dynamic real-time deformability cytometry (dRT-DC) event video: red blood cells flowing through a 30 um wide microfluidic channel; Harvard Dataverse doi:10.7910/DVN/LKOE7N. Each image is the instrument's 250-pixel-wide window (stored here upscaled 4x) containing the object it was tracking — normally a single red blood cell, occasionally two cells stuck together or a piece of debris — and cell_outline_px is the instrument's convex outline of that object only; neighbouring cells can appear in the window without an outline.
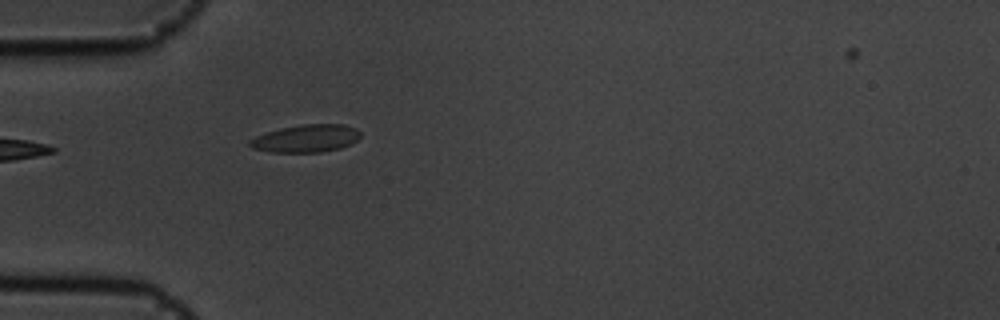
{"species": "common noctule bat (a hibernating species)", "species_latin": "Nyctalus noctula", "temperature_condition": "cold", "stored_images_in_passage": 11, "camera_frame_rate_fps": 3000, "um_per_image_px": 0.085, "animal": {"sex": "male", "body_mass_g": 19.5, "forearm_length_mm": 54.6}, "frame": {"image": 1, "passage_image": 1, "time_ms": 0.0, "image_size_px": [1000, 320], "cell_outline_px": [[360, 136], [352, 144], [340, 148], [320, 152], [272, 152], [252, 148], [248, 144], [248, 140], [256, 136], [280, 128], [300, 124], [344, 124], [356, 128], [360, 132]], "centroid_in_image_um": [26.02, 11.76], "position_along_channel_um": 59.0, "area_um2": 17.86}}
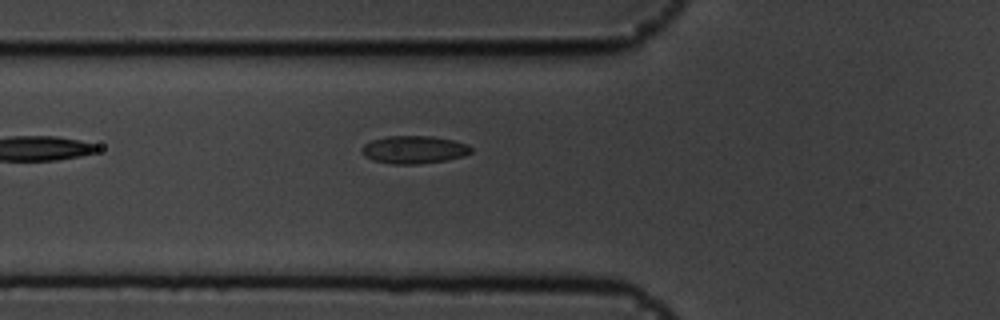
{"frame": {"image": 2, "passage_image": 4, "time_ms": 1.0, "image_size_px": [1000, 320], "cell_outline_px": [[472, 152], [464, 156], [448, 160], [420, 164], [392, 164], [372, 160], [364, 156], [360, 152], [360, 148], [364, 144], [372, 140], [388, 136], [432, 136], [452, 140], [468, 144], [472, 148]], "centroid_in_image_um": [35.18, 12.73], "position_along_channel_um": 90.6, "area_um2": 17.92}}
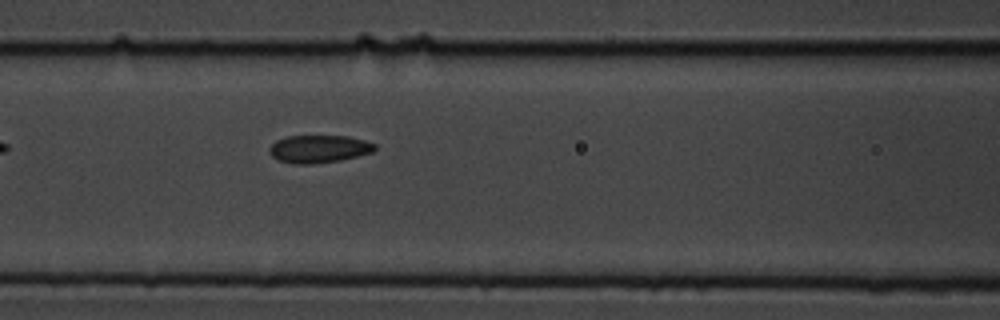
{"frame": {"image": 3, "passage_image": 8, "time_ms": 2.333, "image_size_px": [1000, 320], "cell_outline_px": [[376, 148], [372, 152], [340, 160], [312, 164], [292, 164], [280, 160], [272, 156], [268, 148], [276, 140], [288, 136], [348, 136], [364, 140], [376, 144]], "centroid_in_image_um": [27.1, 12.65], "position_along_channel_um": 139.5, "area_um2": 16.94}}